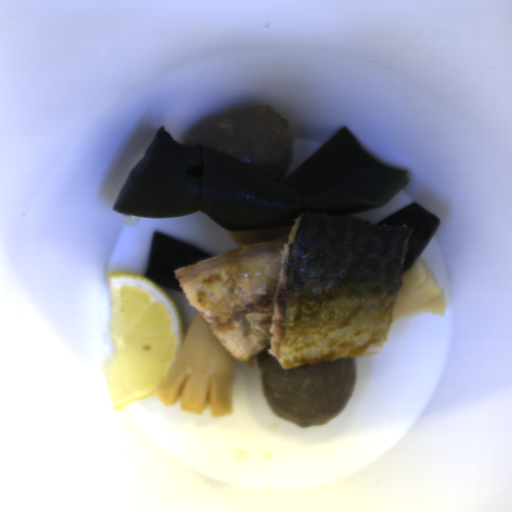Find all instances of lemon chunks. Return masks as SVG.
Instances as JSON below:
<instances>
[{"mask_svg": "<svg viewBox=\"0 0 512 512\" xmlns=\"http://www.w3.org/2000/svg\"><path fill=\"white\" fill-rule=\"evenodd\" d=\"M107 333L114 410L152 395L168 377L184 341V320L161 285L128 272L109 273Z\"/></svg>", "mask_w": 512, "mask_h": 512, "instance_id": "lemon-chunks-1", "label": "lemon chunks"}]
</instances>
